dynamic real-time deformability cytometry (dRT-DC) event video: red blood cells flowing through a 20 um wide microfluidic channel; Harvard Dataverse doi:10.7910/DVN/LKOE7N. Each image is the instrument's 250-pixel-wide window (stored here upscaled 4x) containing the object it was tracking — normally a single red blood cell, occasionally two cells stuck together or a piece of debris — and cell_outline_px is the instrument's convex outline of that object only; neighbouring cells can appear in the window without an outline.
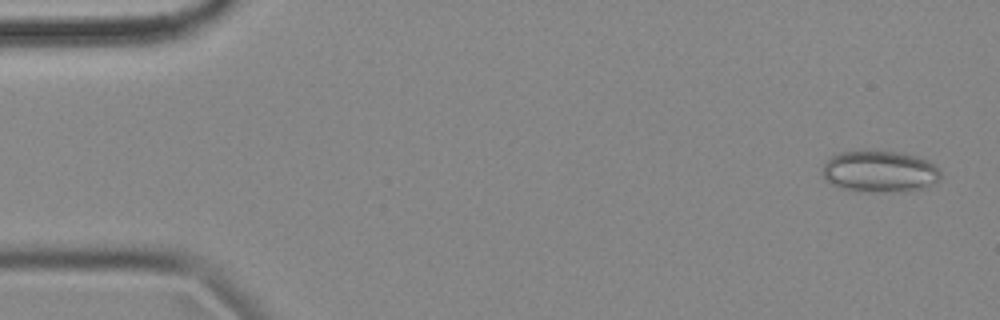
{"species": "common noctule bat (a hibernating species)", "species_latin": "Nyctalus noctula", "temperature_condition": "cold", "stored_images_in_passage": 54, "camera_frame_rate_fps": 3000, "um_per_image_px": 0.085, "animal": {"sex": "female", "body_mass_g": 18.4}, "frame": {"image": 1, "passage_image": 1, "time_ms": 0.0, "image_size_px": [1000, 320], "cell_outline_px": [[940, 176], [936, 184], [908, 192], [860, 192], [844, 188], [832, 184], [824, 176], [824, 164], [832, 156], [840, 152], [872, 148], [904, 152], [928, 160], [940, 172]], "centroid_in_image_um": [74.81, 14.55], "position_along_channel_um": 10.2, "area_um2": 29.36}}
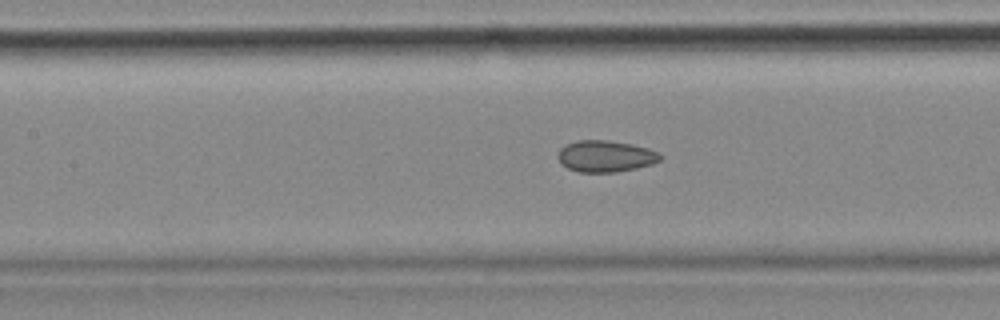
{"frame": {"image": 2, "passage_image": 23, "time_ms": 7.333, "image_size_px": [1000, 320], "cell_outline_px": [[664, 156], [660, 160], [652, 164], [636, 168], [616, 172], [580, 172], [568, 168], [560, 164], [556, 156], [560, 148], [576, 140], [604, 140], [632, 144], [648, 148]], "centroid_in_image_um": [51.45, 13.28], "position_along_channel_um": 156.0, "area_um2": 18.84}}
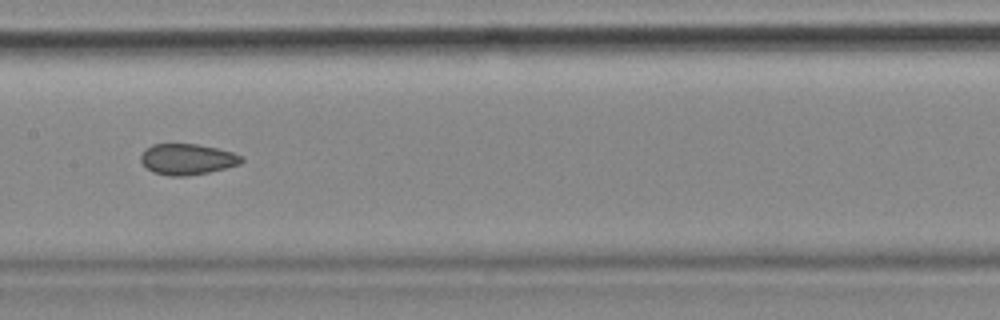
{"frame": {"image": 3, "passage_image": 26, "time_ms": 8.333, "image_size_px": [1000, 320], "cell_outline_px": [[244, 160], [240, 164], [208, 172], [184, 176], [168, 176], [152, 172], [140, 160], [140, 156], [144, 148], [152, 144], [196, 144], [216, 148], [232, 152], [244, 156]], "centroid_in_image_um": [15.9, 13.53], "position_along_channel_um": 191.5, "area_um2": 18.15}, "authors_computed_cell_mechanics": {"area_um2": 19.0162, "velocity_mm_per_s": 3.5816, "shape_relaxation_time_tau1_ms": null, "shape_relaxation_time_tau2_ms": 2.5181, "deformation_change_tau1": null, "deformation_change_tau2": 0.0803}}